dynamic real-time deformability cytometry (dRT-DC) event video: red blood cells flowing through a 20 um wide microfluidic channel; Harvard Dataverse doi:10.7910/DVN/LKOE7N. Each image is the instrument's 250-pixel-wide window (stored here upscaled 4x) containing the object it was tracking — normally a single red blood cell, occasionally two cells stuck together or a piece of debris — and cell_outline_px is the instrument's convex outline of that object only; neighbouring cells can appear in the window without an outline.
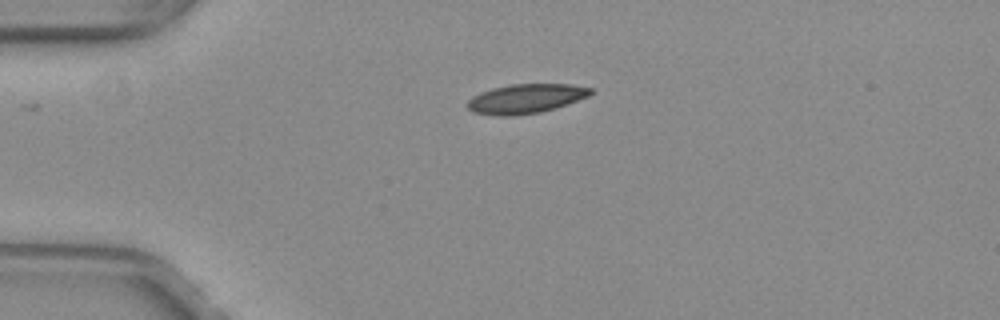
{"species": "common noctule bat (a hibernating species)", "species_latin": "Nyctalus noctula", "temperature_condition": "warm", "stored_images_in_passage": 40, "camera_frame_rate_fps": 3000, "um_per_image_px": 0.085, "animal": {"sex": "female", "body_mass_g": 29.2, "forearm_length_mm": 56.3}, "frame": {"image": 1, "passage_image": 1, "time_ms": 0.0, "image_size_px": [1000, 320], "cell_outline_px": [[592, 92], [588, 96], [556, 108], [540, 112], [512, 116], [496, 116], [472, 112], [468, 108], [468, 100], [472, 96], [480, 92], [492, 88], [512, 84], [572, 84], [592, 88]], "centroid_in_image_um": [44.67, 8.39], "position_along_channel_um": 40.3, "area_um2": 21.1}}
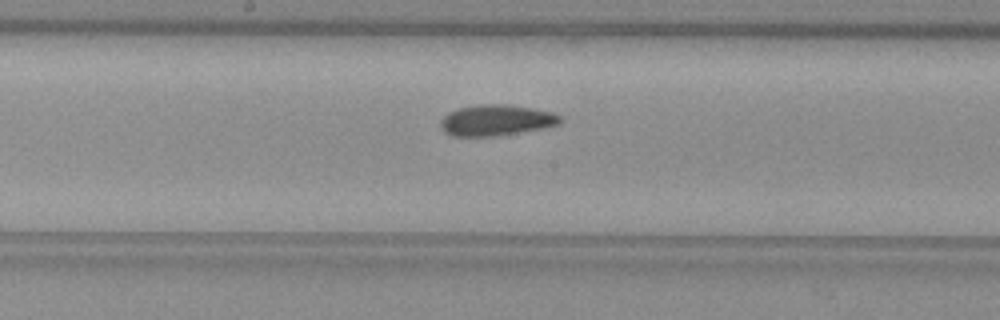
{"frame": {"image": 2, "passage_image": 16, "time_ms": 5.0, "image_size_px": [1000, 320], "cell_outline_px": [[564, 120], [560, 124], [544, 128], [520, 132], [492, 136], [452, 136], [444, 132], [440, 128], [440, 120], [448, 112], [456, 108], [476, 104], [508, 104], [532, 108], [552, 112], [560, 116]], "centroid_in_image_um": [42.16, 10.21], "position_along_channel_um": 206.0, "area_um2": 21.85}}
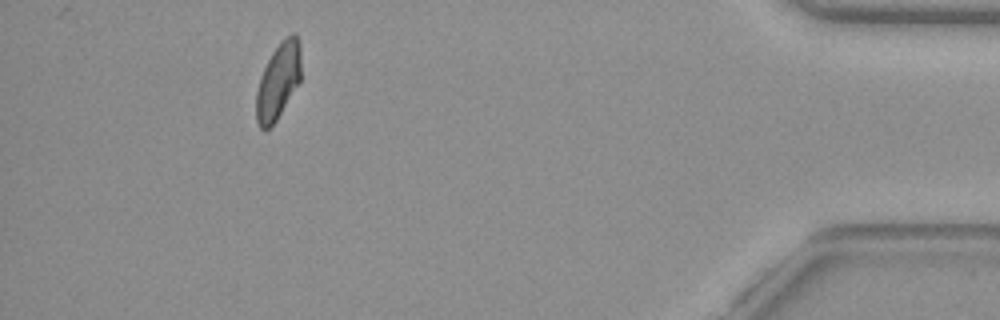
{"frame": {"image": 3, "passage_image": 36, "time_ms": 11.667, "image_size_px": [1000, 320], "cell_outline_px": [[300, 80], [276, 120], [264, 132], [260, 128], [256, 120], [256, 92], [260, 76], [272, 52], [280, 40], [292, 32], [296, 32], [300, 44]], "centroid_in_image_um": [23.64, 6.85], "position_along_channel_um": 411.6, "area_um2": 19.83}, "authors_computed_cell_mechanics": {"area_um2": 21.0103, "velocity_mm_per_s": 3.9781, "shape_relaxation_time_tau1_ms": 6.6726, "shape_relaxation_time_tau2_ms": 4.0455, "deformation_change_tau1": 0.1473, "deformation_change_tau2": 0.0773}}